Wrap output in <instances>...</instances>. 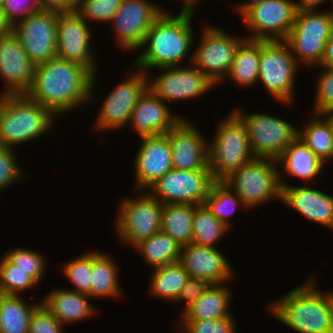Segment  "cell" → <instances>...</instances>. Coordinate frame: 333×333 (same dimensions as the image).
Segmentation results:
<instances>
[{
    "label": "cell",
    "mask_w": 333,
    "mask_h": 333,
    "mask_svg": "<svg viewBox=\"0 0 333 333\" xmlns=\"http://www.w3.org/2000/svg\"><path fill=\"white\" fill-rule=\"evenodd\" d=\"M224 284H211L190 306L182 311L181 320L219 319L230 314L231 289Z\"/></svg>",
    "instance_id": "obj_27"
},
{
    "label": "cell",
    "mask_w": 333,
    "mask_h": 333,
    "mask_svg": "<svg viewBox=\"0 0 333 333\" xmlns=\"http://www.w3.org/2000/svg\"><path fill=\"white\" fill-rule=\"evenodd\" d=\"M324 69L317 77L316 95L313 113L324 114L333 110V68L319 67Z\"/></svg>",
    "instance_id": "obj_43"
},
{
    "label": "cell",
    "mask_w": 333,
    "mask_h": 333,
    "mask_svg": "<svg viewBox=\"0 0 333 333\" xmlns=\"http://www.w3.org/2000/svg\"><path fill=\"white\" fill-rule=\"evenodd\" d=\"M299 66L284 40H260L258 82L264 85L273 100L288 105L294 102L293 88Z\"/></svg>",
    "instance_id": "obj_7"
},
{
    "label": "cell",
    "mask_w": 333,
    "mask_h": 333,
    "mask_svg": "<svg viewBox=\"0 0 333 333\" xmlns=\"http://www.w3.org/2000/svg\"><path fill=\"white\" fill-rule=\"evenodd\" d=\"M88 299H91L88 294L60 288L48 292L41 304L64 325L80 322L97 313Z\"/></svg>",
    "instance_id": "obj_25"
},
{
    "label": "cell",
    "mask_w": 333,
    "mask_h": 333,
    "mask_svg": "<svg viewBox=\"0 0 333 333\" xmlns=\"http://www.w3.org/2000/svg\"><path fill=\"white\" fill-rule=\"evenodd\" d=\"M13 148L0 146V191L6 190L12 184L25 177L23 168H20Z\"/></svg>",
    "instance_id": "obj_42"
},
{
    "label": "cell",
    "mask_w": 333,
    "mask_h": 333,
    "mask_svg": "<svg viewBox=\"0 0 333 333\" xmlns=\"http://www.w3.org/2000/svg\"><path fill=\"white\" fill-rule=\"evenodd\" d=\"M61 324L42 304L31 314L28 333H63Z\"/></svg>",
    "instance_id": "obj_44"
},
{
    "label": "cell",
    "mask_w": 333,
    "mask_h": 333,
    "mask_svg": "<svg viewBox=\"0 0 333 333\" xmlns=\"http://www.w3.org/2000/svg\"><path fill=\"white\" fill-rule=\"evenodd\" d=\"M173 169L210 170L208 165V141L198 128L182 118L168 132Z\"/></svg>",
    "instance_id": "obj_21"
},
{
    "label": "cell",
    "mask_w": 333,
    "mask_h": 333,
    "mask_svg": "<svg viewBox=\"0 0 333 333\" xmlns=\"http://www.w3.org/2000/svg\"><path fill=\"white\" fill-rule=\"evenodd\" d=\"M64 267V268H63ZM61 266L62 273L74 285L73 291L89 294L91 288L92 251Z\"/></svg>",
    "instance_id": "obj_39"
},
{
    "label": "cell",
    "mask_w": 333,
    "mask_h": 333,
    "mask_svg": "<svg viewBox=\"0 0 333 333\" xmlns=\"http://www.w3.org/2000/svg\"><path fill=\"white\" fill-rule=\"evenodd\" d=\"M35 64L13 32L0 38L1 95L26 94L33 84Z\"/></svg>",
    "instance_id": "obj_20"
},
{
    "label": "cell",
    "mask_w": 333,
    "mask_h": 333,
    "mask_svg": "<svg viewBox=\"0 0 333 333\" xmlns=\"http://www.w3.org/2000/svg\"><path fill=\"white\" fill-rule=\"evenodd\" d=\"M319 67L333 68V33L325 45L324 54Z\"/></svg>",
    "instance_id": "obj_48"
},
{
    "label": "cell",
    "mask_w": 333,
    "mask_h": 333,
    "mask_svg": "<svg viewBox=\"0 0 333 333\" xmlns=\"http://www.w3.org/2000/svg\"><path fill=\"white\" fill-rule=\"evenodd\" d=\"M201 43L190 56L191 64L200 69L215 85L220 84L229 73L240 43L245 37H237L216 27L202 28Z\"/></svg>",
    "instance_id": "obj_11"
},
{
    "label": "cell",
    "mask_w": 333,
    "mask_h": 333,
    "mask_svg": "<svg viewBox=\"0 0 333 333\" xmlns=\"http://www.w3.org/2000/svg\"><path fill=\"white\" fill-rule=\"evenodd\" d=\"M260 60V40L244 39L236 51L229 73L226 77L249 87L258 83Z\"/></svg>",
    "instance_id": "obj_29"
},
{
    "label": "cell",
    "mask_w": 333,
    "mask_h": 333,
    "mask_svg": "<svg viewBox=\"0 0 333 333\" xmlns=\"http://www.w3.org/2000/svg\"><path fill=\"white\" fill-rule=\"evenodd\" d=\"M123 0H78L77 13L88 23H111Z\"/></svg>",
    "instance_id": "obj_40"
},
{
    "label": "cell",
    "mask_w": 333,
    "mask_h": 333,
    "mask_svg": "<svg viewBox=\"0 0 333 333\" xmlns=\"http://www.w3.org/2000/svg\"><path fill=\"white\" fill-rule=\"evenodd\" d=\"M181 247L171 236L160 231L133 248L143 255L150 267L157 268L179 262Z\"/></svg>",
    "instance_id": "obj_32"
},
{
    "label": "cell",
    "mask_w": 333,
    "mask_h": 333,
    "mask_svg": "<svg viewBox=\"0 0 333 333\" xmlns=\"http://www.w3.org/2000/svg\"><path fill=\"white\" fill-rule=\"evenodd\" d=\"M191 13L176 16L163 12L150 26L140 48L143 53L133 62L134 67L147 73L152 68L180 66L191 51L195 35Z\"/></svg>",
    "instance_id": "obj_3"
},
{
    "label": "cell",
    "mask_w": 333,
    "mask_h": 333,
    "mask_svg": "<svg viewBox=\"0 0 333 333\" xmlns=\"http://www.w3.org/2000/svg\"><path fill=\"white\" fill-rule=\"evenodd\" d=\"M151 281L149 283V294L165 298L170 302H176L183 287L189 278L188 272L183 266L176 262L174 265L152 268Z\"/></svg>",
    "instance_id": "obj_34"
},
{
    "label": "cell",
    "mask_w": 333,
    "mask_h": 333,
    "mask_svg": "<svg viewBox=\"0 0 333 333\" xmlns=\"http://www.w3.org/2000/svg\"><path fill=\"white\" fill-rule=\"evenodd\" d=\"M91 30L77 12L58 13L57 58L79 63L95 75L98 65L90 45Z\"/></svg>",
    "instance_id": "obj_17"
},
{
    "label": "cell",
    "mask_w": 333,
    "mask_h": 333,
    "mask_svg": "<svg viewBox=\"0 0 333 333\" xmlns=\"http://www.w3.org/2000/svg\"><path fill=\"white\" fill-rule=\"evenodd\" d=\"M197 205L163 204L161 231L171 236L181 246L192 242V222Z\"/></svg>",
    "instance_id": "obj_31"
},
{
    "label": "cell",
    "mask_w": 333,
    "mask_h": 333,
    "mask_svg": "<svg viewBox=\"0 0 333 333\" xmlns=\"http://www.w3.org/2000/svg\"><path fill=\"white\" fill-rule=\"evenodd\" d=\"M142 193L121 201L115 223L118 238L132 248L161 231L163 204L149 193Z\"/></svg>",
    "instance_id": "obj_10"
},
{
    "label": "cell",
    "mask_w": 333,
    "mask_h": 333,
    "mask_svg": "<svg viewBox=\"0 0 333 333\" xmlns=\"http://www.w3.org/2000/svg\"><path fill=\"white\" fill-rule=\"evenodd\" d=\"M231 113L219 121L212 142H208V165L215 181H223L255 157L245 125Z\"/></svg>",
    "instance_id": "obj_5"
},
{
    "label": "cell",
    "mask_w": 333,
    "mask_h": 333,
    "mask_svg": "<svg viewBox=\"0 0 333 333\" xmlns=\"http://www.w3.org/2000/svg\"><path fill=\"white\" fill-rule=\"evenodd\" d=\"M54 117L52 110L27 94H0V146L15 148L43 136L52 128Z\"/></svg>",
    "instance_id": "obj_4"
},
{
    "label": "cell",
    "mask_w": 333,
    "mask_h": 333,
    "mask_svg": "<svg viewBox=\"0 0 333 333\" xmlns=\"http://www.w3.org/2000/svg\"><path fill=\"white\" fill-rule=\"evenodd\" d=\"M78 0H39L41 10L57 13H72L77 11Z\"/></svg>",
    "instance_id": "obj_47"
},
{
    "label": "cell",
    "mask_w": 333,
    "mask_h": 333,
    "mask_svg": "<svg viewBox=\"0 0 333 333\" xmlns=\"http://www.w3.org/2000/svg\"><path fill=\"white\" fill-rule=\"evenodd\" d=\"M134 157L135 190L142 192L173 169L172 153L167 133L143 136Z\"/></svg>",
    "instance_id": "obj_19"
},
{
    "label": "cell",
    "mask_w": 333,
    "mask_h": 333,
    "mask_svg": "<svg viewBox=\"0 0 333 333\" xmlns=\"http://www.w3.org/2000/svg\"><path fill=\"white\" fill-rule=\"evenodd\" d=\"M294 0H264L249 9L241 18L250 30L251 40H285L295 21Z\"/></svg>",
    "instance_id": "obj_14"
},
{
    "label": "cell",
    "mask_w": 333,
    "mask_h": 333,
    "mask_svg": "<svg viewBox=\"0 0 333 333\" xmlns=\"http://www.w3.org/2000/svg\"><path fill=\"white\" fill-rule=\"evenodd\" d=\"M0 261V294L20 295V292L38 286L29 272L17 269L4 256Z\"/></svg>",
    "instance_id": "obj_37"
},
{
    "label": "cell",
    "mask_w": 333,
    "mask_h": 333,
    "mask_svg": "<svg viewBox=\"0 0 333 333\" xmlns=\"http://www.w3.org/2000/svg\"><path fill=\"white\" fill-rule=\"evenodd\" d=\"M181 2H183L182 4V10H180V12L182 13H191L193 14L195 11L194 9H196L197 6V2L198 0H182Z\"/></svg>",
    "instance_id": "obj_52"
},
{
    "label": "cell",
    "mask_w": 333,
    "mask_h": 333,
    "mask_svg": "<svg viewBox=\"0 0 333 333\" xmlns=\"http://www.w3.org/2000/svg\"><path fill=\"white\" fill-rule=\"evenodd\" d=\"M314 278L270 303L268 311L298 333H333V291L321 292Z\"/></svg>",
    "instance_id": "obj_2"
},
{
    "label": "cell",
    "mask_w": 333,
    "mask_h": 333,
    "mask_svg": "<svg viewBox=\"0 0 333 333\" xmlns=\"http://www.w3.org/2000/svg\"><path fill=\"white\" fill-rule=\"evenodd\" d=\"M188 66L158 68L160 75L158 73L155 79L148 80L149 89L165 103H169L198 98L216 86L200 69L193 64Z\"/></svg>",
    "instance_id": "obj_18"
},
{
    "label": "cell",
    "mask_w": 333,
    "mask_h": 333,
    "mask_svg": "<svg viewBox=\"0 0 333 333\" xmlns=\"http://www.w3.org/2000/svg\"><path fill=\"white\" fill-rule=\"evenodd\" d=\"M277 164L275 159L254 157L223 181L240 197L245 209L273 199L282 201L281 172L276 169Z\"/></svg>",
    "instance_id": "obj_6"
},
{
    "label": "cell",
    "mask_w": 333,
    "mask_h": 333,
    "mask_svg": "<svg viewBox=\"0 0 333 333\" xmlns=\"http://www.w3.org/2000/svg\"><path fill=\"white\" fill-rule=\"evenodd\" d=\"M323 115H325L330 120L331 128H332V135H333V110H330V111L324 113Z\"/></svg>",
    "instance_id": "obj_53"
},
{
    "label": "cell",
    "mask_w": 333,
    "mask_h": 333,
    "mask_svg": "<svg viewBox=\"0 0 333 333\" xmlns=\"http://www.w3.org/2000/svg\"><path fill=\"white\" fill-rule=\"evenodd\" d=\"M57 23V12L41 10L13 24L12 32L35 65L57 57Z\"/></svg>",
    "instance_id": "obj_15"
},
{
    "label": "cell",
    "mask_w": 333,
    "mask_h": 333,
    "mask_svg": "<svg viewBox=\"0 0 333 333\" xmlns=\"http://www.w3.org/2000/svg\"><path fill=\"white\" fill-rule=\"evenodd\" d=\"M284 174L298 177L306 183L313 181L324 169V163L297 137L277 159Z\"/></svg>",
    "instance_id": "obj_26"
},
{
    "label": "cell",
    "mask_w": 333,
    "mask_h": 333,
    "mask_svg": "<svg viewBox=\"0 0 333 333\" xmlns=\"http://www.w3.org/2000/svg\"><path fill=\"white\" fill-rule=\"evenodd\" d=\"M191 242L181 247L179 263L189 277L207 280L210 284H224L233 278L230 263L216 249Z\"/></svg>",
    "instance_id": "obj_22"
},
{
    "label": "cell",
    "mask_w": 333,
    "mask_h": 333,
    "mask_svg": "<svg viewBox=\"0 0 333 333\" xmlns=\"http://www.w3.org/2000/svg\"><path fill=\"white\" fill-rule=\"evenodd\" d=\"M96 75L79 63L56 57L35 65L33 84L26 94L57 116L68 114L94 99Z\"/></svg>",
    "instance_id": "obj_1"
},
{
    "label": "cell",
    "mask_w": 333,
    "mask_h": 333,
    "mask_svg": "<svg viewBox=\"0 0 333 333\" xmlns=\"http://www.w3.org/2000/svg\"><path fill=\"white\" fill-rule=\"evenodd\" d=\"M192 228V242L210 247H214L215 243L230 231V228L217 220L204 204L195 207Z\"/></svg>",
    "instance_id": "obj_36"
},
{
    "label": "cell",
    "mask_w": 333,
    "mask_h": 333,
    "mask_svg": "<svg viewBox=\"0 0 333 333\" xmlns=\"http://www.w3.org/2000/svg\"><path fill=\"white\" fill-rule=\"evenodd\" d=\"M211 284L204 279L189 277L176 302H185L183 311L194 303Z\"/></svg>",
    "instance_id": "obj_46"
},
{
    "label": "cell",
    "mask_w": 333,
    "mask_h": 333,
    "mask_svg": "<svg viewBox=\"0 0 333 333\" xmlns=\"http://www.w3.org/2000/svg\"><path fill=\"white\" fill-rule=\"evenodd\" d=\"M232 112L245 125L251 150L255 157L277 160L298 137V129L292 123L267 113Z\"/></svg>",
    "instance_id": "obj_9"
},
{
    "label": "cell",
    "mask_w": 333,
    "mask_h": 333,
    "mask_svg": "<svg viewBox=\"0 0 333 333\" xmlns=\"http://www.w3.org/2000/svg\"><path fill=\"white\" fill-rule=\"evenodd\" d=\"M232 317L182 320L179 333H236V322Z\"/></svg>",
    "instance_id": "obj_41"
},
{
    "label": "cell",
    "mask_w": 333,
    "mask_h": 333,
    "mask_svg": "<svg viewBox=\"0 0 333 333\" xmlns=\"http://www.w3.org/2000/svg\"><path fill=\"white\" fill-rule=\"evenodd\" d=\"M331 2H332V4H333V0H330ZM327 11V13H328V15L330 16V18H331V20L333 21V9L331 10H326Z\"/></svg>",
    "instance_id": "obj_54"
},
{
    "label": "cell",
    "mask_w": 333,
    "mask_h": 333,
    "mask_svg": "<svg viewBox=\"0 0 333 333\" xmlns=\"http://www.w3.org/2000/svg\"><path fill=\"white\" fill-rule=\"evenodd\" d=\"M20 295L0 294V333H28L31 314L41 304H29Z\"/></svg>",
    "instance_id": "obj_30"
},
{
    "label": "cell",
    "mask_w": 333,
    "mask_h": 333,
    "mask_svg": "<svg viewBox=\"0 0 333 333\" xmlns=\"http://www.w3.org/2000/svg\"><path fill=\"white\" fill-rule=\"evenodd\" d=\"M167 12L148 0H123L111 24L115 40L125 51L139 50L155 20Z\"/></svg>",
    "instance_id": "obj_16"
},
{
    "label": "cell",
    "mask_w": 333,
    "mask_h": 333,
    "mask_svg": "<svg viewBox=\"0 0 333 333\" xmlns=\"http://www.w3.org/2000/svg\"><path fill=\"white\" fill-rule=\"evenodd\" d=\"M182 118L172 113L167 103L148 89L134 107L128 124L143 137L167 133Z\"/></svg>",
    "instance_id": "obj_24"
},
{
    "label": "cell",
    "mask_w": 333,
    "mask_h": 333,
    "mask_svg": "<svg viewBox=\"0 0 333 333\" xmlns=\"http://www.w3.org/2000/svg\"><path fill=\"white\" fill-rule=\"evenodd\" d=\"M333 33V21L327 11L297 10L293 26L284 40L296 61L307 67H319L325 45Z\"/></svg>",
    "instance_id": "obj_8"
},
{
    "label": "cell",
    "mask_w": 333,
    "mask_h": 333,
    "mask_svg": "<svg viewBox=\"0 0 333 333\" xmlns=\"http://www.w3.org/2000/svg\"><path fill=\"white\" fill-rule=\"evenodd\" d=\"M1 8L12 25L41 11L39 0H2Z\"/></svg>",
    "instance_id": "obj_45"
},
{
    "label": "cell",
    "mask_w": 333,
    "mask_h": 333,
    "mask_svg": "<svg viewBox=\"0 0 333 333\" xmlns=\"http://www.w3.org/2000/svg\"><path fill=\"white\" fill-rule=\"evenodd\" d=\"M204 205L217 220L228 228L231 226L229 218L237 207L241 205L240 207L245 208L240 197L224 181H215L212 184Z\"/></svg>",
    "instance_id": "obj_35"
},
{
    "label": "cell",
    "mask_w": 333,
    "mask_h": 333,
    "mask_svg": "<svg viewBox=\"0 0 333 333\" xmlns=\"http://www.w3.org/2000/svg\"><path fill=\"white\" fill-rule=\"evenodd\" d=\"M214 182L211 170L171 169L147 190L162 204L203 205Z\"/></svg>",
    "instance_id": "obj_12"
},
{
    "label": "cell",
    "mask_w": 333,
    "mask_h": 333,
    "mask_svg": "<svg viewBox=\"0 0 333 333\" xmlns=\"http://www.w3.org/2000/svg\"><path fill=\"white\" fill-rule=\"evenodd\" d=\"M13 25L7 19L6 14L3 12L0 6V38L6 36L12 32Z\"/></svg>",
    "instance_id": "obj_50"
},
{
    "label": "cell",
    "mask_w": 333,
    "mask_h": 333,
    "mask_svg": "<svg viewBox=\"0 0 333 333\" xmlns=\"http://www.w3.org/2000/svg\"><path fill=\"white\" fill-rule=\"evenodd\" d=\"M111 256L99 251L92 252L91 298H109L122 295L118 281V267Z\"/></svg>",
    "instance_id": "obj_28"
},
{
    "label": "cell",
    "mask_w": 333,
    "mask_h": 333,
    "mask_svg": "<svg viewBox=\"0 0 333 333\" xmlns=\"http://www.w3.org/2000/svg\"><path fill=\"white\" fill-rule=\"evenodd\" d=\"M129 78L122 80L106 96L95 119L97 130H116L128 125L131 113L149 89L148 74L135 68Z\"/></svg>",
    "instance_id": "obj_13"
},
{
    "label": "cell",
    "mask_w": 333,
    "mask_h": 333,
    "mask_svg": "<svg viewBox=\"0 0 333 333\" xmlns=\"http://www.w3.org/2000/svg\"><path fill=\"white\" fill-rule=\"evenodd\" d=\"M307 126L298 128V137L323 162L333 158V135L330 120L323 114H315ZM322 116L324 118H322Z\"/></svg>",
    "instance_id": "obj_33"
},
{
    "label": "cell",
    "mask_w": 333,
    "mask_h": 333,
    "mask_svg": "<svg viewBox=\"0 0 333 333\" xmlns=\"http://www.w3.org/2000/svg\"><path fill=\"white\" fill-rule=\"evenodd\" d=\"M328 0H299L296 2L297 10H317V6Z\"/></svg>",
    "instance_id": "obj_49"
},
{
    "label": "cell",
    "mask_w": 333,
    "mask_h": 333,
    "mask_svg": "<svg viewBox=\"0 0 333 333\" xmlns=\"http://www.w3.org/2000/svg\"><path fill=\"white\" fill-rule=\"evenodd\" d=\"M4 257L13 265L25 272L38 284L46 273V262L42 254L24 248H15L7 251Z\"/></svg>",
    "instance_id": "obj_38"
},
{
    "label": "cell",
    "mask_w": 333,
    "mask_h": 333,
    "mask_svg": "<svg viewBox=\"0 0 333 333\" xmlns=\"http://www.w3.org/2000/svg\"><path fill=\"white\" fill-rule=\"evenodd\" d=\"M283 173L279 174L282 188V201L296 210L306 219L328 227L333 231V195L324 193L313 187L291 186L283 181Z\"/></svg>",
    "instance_id": "obj_23"
},
{
    "label": "cell",
    "mask_w": 333,
    "mask_h": 333,
    "mask_svg": "<svg viewBox=\"0 0 333 333\" xmlns=\"http://www.w3.org/2000/svg\"><path fill=\"white\" fill-rule=\"evenodd\" d=\"M263 1L264 0H248L247 2L245 1L244 3H239V5L237 4L235 7L236 12L240 14L239 17H242L249 9Z\"/></svg>",
    "instance_id": "obj_51"
}]
</instances>
